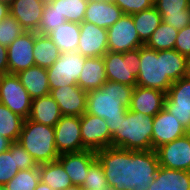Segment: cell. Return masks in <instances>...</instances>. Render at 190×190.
Listing matches in <instances>:
<instances>
[{
	"mask_svg": "<svg viewBox=\"0 0 190 190\" xmlns=\"http://www.w3.org/2000/svg\"><path fill=\"white\" fill-rule=\"evenodd\" d=\"M96 156L114 190H175L164 178L155 150L107 147Z\"/></svg>",
	"mask_w": 190,
	"mask_h": 190,
	"instance_id": "obj_1",
	"label": "cell"
},
{
	"mask_svg": "<svg viewBox=\"0 0 190 190\" xmlns=\"http://www.w3.org/2000/svg\"><path fill=\"white\" fill-rule=\"evenodd\" d=\"M187 57L175 49L156 51L140 47L137 86L167 93L173 82L186 76Z\"/></svg>",
	"mask_w": 190,
	"mask_h": 190,
	"instance_id": "obj_2",
	"label": "cell"
},
{
	"mask_svg": "<svg viewBox=\"0 0 190 190\" xmlns=\"http://www.w3.org/2000/svg\"><path fill=\"white\" fill-rule=\"evenodd\" d=\"M133 90L130 85L107 80L101 88L87 92L86 113L105 119L113 135L119 128L121 116L130 108Z\"/></svg>",
	"mask_w": 190,
	"mask_h": 190,
	"instance_id": "obj_3",
	"label": "cell"
},
{
	"mask_svg": "<svg viewBox=\"0 0 190 190\" xmlns=\"http://www.w3.org/2000/svg\"><path fill=\"white\" fill-rule=\"evenodd\" d=\"M164 178L175 189L190 183V134L155 149Z\"/></svg>",
	"mask_w": 190,
	"mask_h": 190,
	"instance_id": "obj_4",
	"label": "cell"
},
{
	"mask_svg": "<svg viewBox=\"0 0 190 190\" xmlns=\"http://www.w3.org/2000/svg\"><path fill=\"white\" fill-rule=\"evenodd\" d=\"M153 117L127 109L121 116L119 128L112 135V147L137 150H153Z\"/></svg>",
	"mask_w": 190,
	"mask_h": 190,
	"instance_id": "obj_5",
	"label": "cell"
},
{
	"mask_svg": "<svg viewBox=\"0 0 190 190\" xmlns=\"http://www.w3.org/2000/svg\"><path fill=\"white\" fill-rule=\"evenodd\" d=\"M17 142L33 157L37 165L55 161L59 157L54 127L24 119Z\"/></svg>",
	"mask_w": 190,
	"mask_h": 190,
	"instance_id": "obj_6",
	"label": "cell"
},
{
	"mask_svg": "<svg viewBox=\"0 0 190 190\" xmlns=\"http://www.w3.org/2000/svg\"><path fill=\"white\" fill-rule=\"evenodd\" d=\"M106 77L108 81L137 85L140 48L124 53L108 51L104 56Z\"/></svg>",
	"mask_w": 190,
	"mask_h": 190,
	"instance_id": "obj_7",
	"label": "cell"
},
{
	"mask_svg": "<svg viewBox=\"0 0 190 190\" xmlns=\"http://www.w3.org/2000/svg\"><path fill=\"white\" fill-rule=\"evenodd\" d=\"M87 58L78 51L61 52L56 62L47 68L50 91L55 88L77 85Z\"/></svg>",
	"mask_w": 190,
	"mask_h": 190,
	"instance_id": "obj_8",
	"label": "cell"
},
{
	"mask_svg": "<svg viewBox=\"0 0 190 190\" xmlns=\"http://www.w3.org/2000/svg\"><path fill=\"white\" fill-rule=\"evenodd\" d=\"M0 103L7 106L13 113L28 119L32 98L16 74L0 75Z\"/></svg>",
	"mask_w": 190,
	"mask_h": 190,
	"instance_id": "obj_9",
	"label": "cell"
},
{
	"mask_svg": "<svg viewBox=\"0 0 190 190\" xmlns=\"http://www.w3.org/2000/svg\"><path fill=\"white\" fill-rule=\"evenodd\" d=\"M108 51L124 53L144 46L135 28L132 15L123 14L107 29Z\"/></svg>",
	"mask_w": 190,
	"mask_h": 190,
	"instance_id": "obj_10",
	"label": "cell"
},
{
	"mask_svg": "<svg viewBox=\"0 0 190 190\" xmlns=\"http://www.w3.org/2000/svg\"><path fill=\"white\" fill-rule=\"evenodd\" d=\"M164 108L190 130V79L186 76L173 82L166 93Z\"/></svg>",
	"mask_w": 190,
	"mask_h": 190,
	"instance_id": "obj_11",
	"label": "cell"
},
{
	"mask_svg": "<svg viewBox=\"0 0 190 190\" xmlns=\"http://www.w3.org/2000/svg\"><path fill=\"white\" fill-rule=\"evenodd\" d=\"M83 146L88 150H101L112 147V135L105 119L85 113L80 117Z\"/></svg>",
	"mask_w": 190,
	"mask_h": 190,
	"instance_id": "obj_12",
	"label": "cell"
},
{
	"mask_svg": "<svg viewBox=\"0 0 190 190\" xmlns=\"http://www.w3.org/2000/svg\"><path fill=\"white\" fill-rule=\"evenodd\" d=\"M54 129L55 145L59 155L86 150L82 143L79 116L62 115Z\"/></svg>",
	"mask_w": 190,
	"mask_h": 190,
	"instance_id": "obj_13",
	"label": "cell"
},
{
	"mask_svg": "<svg viewBox=\"0 0 190 190\" xmlns=\"http://www.w3.org/2000/svg\"><path fill=\"white\" fill-rule=\"evenodd\" d=\"M38 167L33 157L19 142H12L9 150L0 153V186L8 183L19 170Z\"/></svg>",
	"mask_w": 190,
	"mask_h": 190,
	"instance_id": "obj_14",
	"label": "cell"
},
{
	"mask_svg": "<svg viewBox=\"0 0 190 190\" xmlns=\"http://www.w3.org/2000/svg\"><path fill=\"white\" fill-rule=\"evenodd\" d=\"M35 31H25L7 47L8 73L17 74L35 65Z\"/></svg>",
	"mask_w": 190,
	"mask_h": 190,
	"instance_id": "obj_15",
	"label": "cell"
},
{
	"mask_svg": "<svg viewBox=\"0 0 190 190\" xmlns=\"http://www.w3.org/2000/svg\"><path fill=\"white\" fill-rule=\"evenodd\" d=\"M77 51L85 57H103L108 52L107 29L93 23H80V40Z\"/></svg>",
	"mask_w": 190,
	"mask_h": 190,
	"instance_id": "obj_16",
	"label": "cell"
},
{
	"mask_svg": "<svg viewBox=\"0 0 190 190\" xmlns=\"http://www.w3.org/2000/svg\"><path fill=\"white\" fill-rule=\"evenodd\" d=\"M152 148L172 142L188 133L185 127L165 108L153 117Z\"/></svg>",
	"mask_w": 190,
	"mask_h": 190,
	"instance_id": "obj_17",
	"label": "cell"
},
{
	"mask_svg": "<svg viewBox=\"0 0 190 190\" xmlns=\"http://www.w3.org/2000/svg\"><path fill=\"white\" fill-rule=\"evenodd\" d=\"M50 95L57 102L62 115L81 117L86 113L87 91L78 85L52 89Z\"/></svg>",
	"mask_w": 190,
	"mask_h": 190,
	"instance_id": "obj_18",
	"label": "cell"
},
{
	"mask_svg": "<svg viewBox=\"0 0 190 190\" xmlns=\"http://www.w3.org/2000/svg\"><path fill=\"white\" fill-rule=\"evenodd\" d=\"M96 159V151L86 149L80 152L60 154L57 160L62 164L73 186L82 187L89 167Z\"/></svg>",
	"mask_w": 190,
	"mask_h": 190,
	"instance_id": "obj_19",
	"label": "cell"
},
{
	"mask_svg": "<svg viewBox=\"0 0 190 190\" xmlns=\"http://www.w3.org/2000/svg\"><path fill=\"white\" fill-rule=\"evenodd\" d=\"M166 93L142 86H135L129 110L154 117L164 108Z\"/></svg>",
	"mask_w": 190,
	"mask_h": 190,
	"instance_id": "obj_20",
	"label": "cell"
},
{
	"mask_svg": "<svg viewBox=\"0 0 190 190\" xmlns=\"http://www.w3.org/2000/svg\"><path fill=\"white\" fill-rule=\"evenodd\" d=\"M162 21L180 31L190 25V0H154Z\"/></svg>",
	"mask_w": 190,
	"mask_h": 190,
	"instance_id": "obj_21",
	"label": "cell"
},
{
	"mask_svg": "<svg viewBox=\"0 0 190 190\" xmlns=\"http://www.w3.org/2000/svg\"><path fill=\"white\" fill-rule=\"evenodd\" d=\"M44 5L41 0H14L9 6L10 15L21 23L25 31L37 32Z\"/></svg>",
	"mask_w": 190,
	"mask_h": 190,
	"instance_id": "obj_22",
	"label": "cell"
},
{
	"mask_svg": "<svg viewBox=\"0 0 190 190\" xmlns=\"http://www.w3.org/2000/svg\"><path fill=\"white\" fill-rule=\"evenodd\" d=\"M124 13L113 1L88 0L83 21L108 29L118 21Z\"/></svg>",
	"mask_w": 190,
	"mask_h": 190,
	"instance_id": "obj_23",
	"label": "cell"
},
{
	"mask_svg": "<svg viewBox=\"0 0 190 190\" xmlns=\"http://www.w3.org/2000/svg\"><path fill=\"white\" fill-rule=\"evenodd\" d=\"M16 75L32 99L50 94L47 68L34 65Z\"/></svg>",
	"mask_w": 190,
	"mask_h": 190,
	"instance_id": "obj_24",
	"label": "cell"
},
{
	"mask_svg": "<svg viewBox=\"0 0 190 190\" xmlns=\"http://www.w3.org/2000/svg\"><path fill=\"white\" fill-rule=\"evenodd\" d=\"M61 116L59 106L50 94L32 99L29 120L55 127Z\"/></svg>",
	"mask_w": 190,
	"mask_h": 190,
	"instance_id": "obj_25",
	"label": "cell"
},
{
	"mask_svg": "<svg viewBox=\"0 0 190 190\" xmlns=\"http://www.w3.org/2000/svg\"><path fill=\"white\" fill-rule=\"evenodd\" d=\"M107 81L103 57L87 58L77 85L84 91L101 88Z\"/></svg>",
	"mask_w": 190,
	"mask_h": 190,
	"instance_id": "obj_26",
	"label": "cell"
},
{
	"mask_svg": "<svg viewBox=\"0 0 190 190\" xmlns=\"http://www.w3.org/2000/svg\"><path fill=\"white\" fill-rule=\"evenodd\" d=\"M47 36L61 52L77 51L80 40V24L67 21L52 30Z\"/></svg>",
	"mask_w": 190,
	"mask_h": 190,
	"instance_id": "obj_27",
	"label": "cell"
},
{
	"mask_svg": "<svg viewBox=\"0 0 190 190\" xmlns=\"http://www.w3.org/2000/svg\"><path fill=\"white\" fill-rule=\"evenodd\" d=\"M40 181L49 185L53 190H66L73 186L71 179L58 161L38 165Z\"/></svg>",
	"mask_w": 190,
	"mask_h": 190,
	"instance_id": "obj_28",
	"label": "cell"
},
{
	"mask_svg": "<svg viewBox=\"0 0 190 190\" xmlns=\"http://www.w3.org/2000/svg\"><path fill=\"white\" fill-rule=\"evenodd\" d=\"M60 55L61 51L49 36L35 32L33 56L36 66L49 68L56 62Z\"/></svg>",
	"mask_w": 190,
	"mask_h": 190,
	"instance_id": "obj_29",
	"label": "cell"
},
{
	"mask_svg": "<svg viewBox=\"0 0 190 190\" xmlns=\"http://www.w3.org/2000/svg\"><path fill=\"white\" fill-rule=\"evenodd\" d=\"M132 18L140 40L144 45L162 23V17L154 6L150 9L133 14Z\"/></svg>",
	"mask_w": 190,
	"mask_h": 190,
	"instance_id": "obj_30",
	"label": "cell"
},
{
	"mask_svg": "<svg viewBox=\"0 0 190 190\" xmlns=\"http://www.w3.org/2000/svg\"><path fill=\"white\" fill-rule=\"evenodd\" d=\"M23 122L24 118L13 113L7 106L0 103V135L12 142H17Z\"/></svg>",
	"mask_w": 190,
	"mask_h": 190,
	"instance_id": "obj_31",
	"label": "cell"
},
{
	"mask_svg": "<svg viewBox=\"0 0 190 190\" xmlns=\"http://www.w3.org/2000/svg\"><path fill=\"white\" fill-rule=\"evenodd\" d=\"M178 32L173 26H169L162 21L145 46L156 51L174 49Z\"/></svg>",
	"mask_w": 190,
	"mask_h": 190,
	"instance_id": "obj_32",
	"label": "cell"
},
{
	"mask_svg": "<svg viewBox=\"0 0 190 190\" xmlns=\"http://www.w3.org/2000/svg\"><path fill=\"white\" fill-rule=\"evenodd\" d=\"M51 4L66 21L80 24L84 20L88 0H55Z\"/></svg>",
	"mask_w": 190,
	"mask_h": 190,
	"instance_id": "obj_33",
	"label": "cell"
},
{
	"mask_svg": "<svg viewBox=\"0 0 190 190\" xmlns=\"http://www.w3.org/2000/svg\"><path fill=\"white\" fill-rule=\"evenodd\" d=\"M40 182L38 167L19 170L18 173L4 185L6 190H35Z\"/></svg>",
	"mask_w": 190,
	"mask_h": 190,
	"instance_id": "obj_34",
	"label": "cell"
},
{
	"mask_svg": "<svg viewBox=\"0 0 190 190\" xmlns=\"http://www.w3.org/2000/svg\"><path fill=\"white\" fill-rule=\"evenodd\" d=\"M24 32L21 23L9 14L0 22V44L8 47Z\"/></svg>",
	"mask_w": 190,
	"mask_h": 190,
	"instance_id": "obj_35",
	"label": "cell"
},
{
	"mask_svg": "<svg viewBox=\"0 0 190 190\" xmlns=\"http://www.w3.org/2000/svg\"><path fill=\"white\" fill-rule=\"evenodd\" d=\"M66 22L64 15H61L52 4H45L37 33L48 35L52 30Z\"/></svg>",
	"mask_w": 190,
	"mask_h": 190,
	"instance_id": "obj_36",
	"label": "cell"
},
{
	"mask_svg": "<svg viewBox=\"0 0 190 190\" xmlns=\"http://www.w3.org/2000/svg\"><path fill=\"white\" fill-rule=\"evenodd\" d=\"M108 187L104 169L101 163L96 159L89 167L82 188L83 190H105Z\"/></svg>",
	"mask_w": 190,
	"mask_h": 190,
	"instance_id": "obj_37",
	"label": "cell"
},
{
	"mask_svg": "<svg viewBox=\"0 0 190 190\" xmlns=\"http://www.w3.org/2000/svg\"><path fill=\"white\" fill-rule=\"evenodd\" d=\"M124 14L133 15L154 6V0H113Z\"/></svg>",
	"mask_w": 190,
	"mask_h": 190,
	"instance_id": "obj_38",
	"label": "cell"
},
{
	"mask_svg": "<svg viewBox=\"0 0 190 190\" xmlns=\"http://www.w3.org/2000/svg\"><path fill=\"white\" fill-rule=\"evenodd\" d=\"M174 49L187 58L190 57V25L178 32Z\"/></svg>",
	"mask_w": 190,
	"mask_h": 190,
	"instance_id": "obj_39",
	"label": "cell"
},
{
	"mask_svg": "<svg viewBox=\"0 0 190 190\" xmlns=\"http://www.w3.org/2000/svg\"><path fill=\"white\" fill-rule=\"evenodd\" d=\"M8 73L7 47L0 44V75Z\"/></svg>",
	"mask_w": 190,
	"mask_h": 190,
	"instance_id": "obj_40",
	"label": "cell"
},
{
	"mask_svg": "<svg viewBox=\"0 0 190 190\" xmlns=\"http://www.w3.org/2000/svg\"><path fill=\"white\" fill-rule=\"evenodd\" d=\"M12 141L0 135V153L9 150Z\"/></svg>",
	"mask_w": 190,
	"mask_h": 190,
	"instance_id": "obj_41",
	"label": "cell"
},
{
	"mask_svg": "<svg viewBox=\"0 0 190 190\" xmlns=\"http://www.w3.org/2000/svg\"><path fill=\"white\" fill-rule=\"evenodd\" d=\"M10 14L9 5L0 3V22Z\"/></svg>",
	"mask_w": 190,
	"mask_h": 190,
	"instance_id": "obj_42",
	"label": "cell"
},
{
	"mask_svg": "<svg viewBox=\"0 0 190 190\" xmlns=\"http://www.w3.org/2000/svg\"><path fill=\"white\" fill-rule=\"evenodd\" d=\"M35 190H53L49 185L43 183L42 181L36 186Z\"/></svg>",
	"mask_w": 190,
	"mask_h": 190,
	"instance_id": "obj_43",
	"label": "cell"
},
{
	"mask_svg": "<svg viewBox=\"0 0 190 190\" xmlns=\"http://www.w3.org/2000/svg\"><path fill=\"white\" fill-rule=\"evenodd\" d=\"M186 77L190 79V57L187 58Z\"/></svg>",
	"mask_w": 190,
	"mask_h": 190,
	"instance_id": "obj_44",
	"label": "cell"
},
{
	"mask_svg": "<svg viewBox=\"0 0 190 190\" xmlns=\"http://www.w3.org/2000/svg\"><path fill=\"white\" fill-rule=\"evenodd\" d=\"M13 1L14 0H0V3H4L10 6L13 3Z\"/></svg>",
	"mask_w": 190,
	"mask_h": 190,
	"instance_id": "obj_45",
	"label": "cell"
},
{
	"mask_svg": "<svg viewBox=\"0 0 190 190\" xmlns=\"http://www.w3.org/2000/svg\"><path fill=\"white\" fill-rule=\"evenodd\" d=\"M66 190H83V188L81 186H72Z\"/></svg>",
	"mask_w": 190,
	"mask_h": 190,
	"instance_id": "obj_46",
	"label": "cell"
},
{
	"mask_svg": "<svg viewBox=\"0 0 190 190\" xmlns=\"http://www.w3.org/2000/svg\"><path fill=\"white\" fill-rule=\"evenodd\" d=\"M44 4H51L53 3L55 0H41Z\"/></svg>",
	"mask_w": 190,
	"mask_h": 190,
	"instance_id": "obj_47",
	"label": "cell"
},
{
	"mask_svg": "<svg viewBox=\"0 0 190 190\" xmlns=\"http://www.w3.org/2000/svg\"><path fill=\"white\" fill-rule=\"evenodd\" d=\"M182 190H190V183L187 184Z\"/></svg>",
	"mask_w": 190,
	"mask_h": 190,
	"instance_id": "obj_48",
	"label": "cell"
},
{
	"mask_svg": "<svg viewBox=\"0 0 190 190\" xmlns=\"http://www.w3.org/2000/svg\"><path fill=\"white\" fill-rule=\"evenodd\" d=\"M91 1H113V0H91Z\"/></svg>",
	"mask_w": 190,
	"mask_h": 190,
	"instance_id": "obj_49",
	"label": "cell"
},
{
	"mask_svg": "<svg viewBox=\"0 0 190 190\" xmlns=\"http://www.w3.org/2000/svg\"><path fill=\"white\" fill-rule=\"evenodd\" d=\"M105 190H114L113 188H111V187H108L107 189H105Z\"/></svg>",
	"mask_w": 190,
	"mask_h": 190,
	"instance_id": "obj_50",
	"label": "cell"
}]
</instances>
